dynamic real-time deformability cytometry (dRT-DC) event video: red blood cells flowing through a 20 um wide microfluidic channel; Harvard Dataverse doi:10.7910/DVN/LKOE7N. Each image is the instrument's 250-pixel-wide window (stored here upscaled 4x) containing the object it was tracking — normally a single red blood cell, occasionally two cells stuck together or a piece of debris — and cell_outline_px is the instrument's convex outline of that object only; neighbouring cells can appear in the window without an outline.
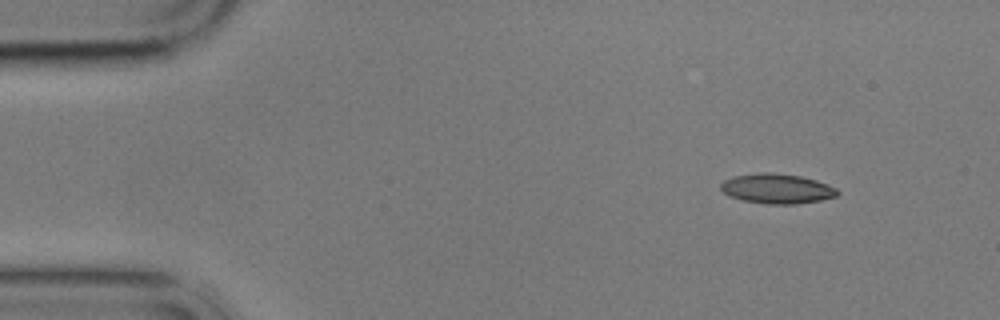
{"species": "common noctule bat (a hibernating species)", "species_latin": "Nyctalus noctula", "temperature_condition": "cold", "stored_images_in_passage": 4, "camera_frame_rate_fps": 3000, "um_per_image_px": 0.085, "animal": {"sex": "male", "body_mass_g": 17.9}, "frame": {"image": 1, "passage_image": 1, "time_ms": 0.0, "image_size_px": [1000, 320], "cell_outline_px": [[840, 192], [836, 196], [820, 200], [796, 204], [768, 204], [744, 200], [732, 196], [724, 192], [720, 188], [720, 184], [724, 180], [732, 176], [760, 172], [772, 172], [800, 176], [816, 180], [828, 184], [836, 188]], "centroid_in_image_um": [66.05, 16.02], "position_along_channel_um": 18.9, "area_um2": 20.23}}
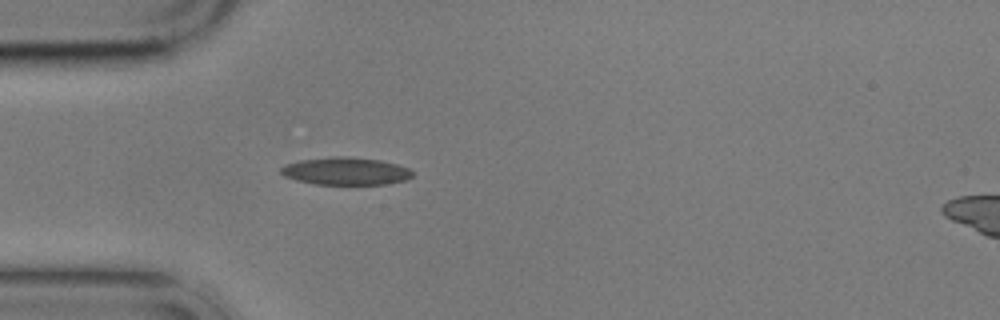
{"frame": {"image": 2, "passage_image": 4, "time_ms": 3.333, "image_size_px": [1000, 320], "cell_outline_px": [[412, 176], [408, 180], [384, 184], [316, 184], [296, 180], [284, 176], [280, 172], [280, 168], [284, 164], [300, 160], [332, 156], [348, 156], [380, 160], [396, 164], [408, 168], [412, 172]], "centroid_in_image_um": [29.36, 14.54], "position_along_channel_um": 55.6, "area_um2": 21.21}}